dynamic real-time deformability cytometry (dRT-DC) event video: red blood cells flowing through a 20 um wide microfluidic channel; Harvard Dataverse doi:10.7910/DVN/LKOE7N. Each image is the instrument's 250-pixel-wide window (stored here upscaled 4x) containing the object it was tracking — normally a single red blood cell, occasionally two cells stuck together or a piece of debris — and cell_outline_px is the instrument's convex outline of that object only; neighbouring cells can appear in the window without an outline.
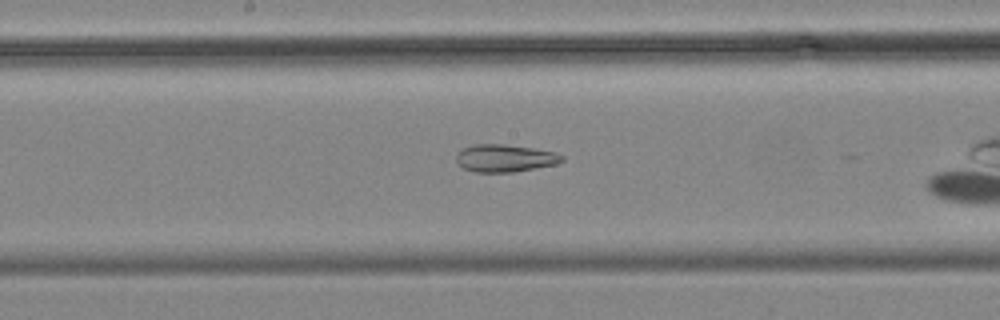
{"species": "common noctule bat (a hibernating species)", "species_latin": "Nyctalus noctula", "temperature_condition": "cold", "stored_images_in_passage": 11, "camera_frame_rate_fps": 3000, "um_per_image_px": 0.085, "animal": {"sex": "male", "body_mass_g": 19.2, "forearm_length_mm": 51.8}, "frame": {"image": 1, "passage_image": 11, "time_ms": 12.667, "image_size_px": [1000, 320], "cell_outline_px": [[564, 160], [556, 164], [512, 172], [476, 172], [464, 168], [456, 160], [456, 156], [464, 148], [472, 144], [504, 144], [532, 148], [556, 152], [564, 156]], "centroid_in_image_um": [42.94, 13.44], "position_along_channel_um": 205.3, "area_um2": 16.76}}